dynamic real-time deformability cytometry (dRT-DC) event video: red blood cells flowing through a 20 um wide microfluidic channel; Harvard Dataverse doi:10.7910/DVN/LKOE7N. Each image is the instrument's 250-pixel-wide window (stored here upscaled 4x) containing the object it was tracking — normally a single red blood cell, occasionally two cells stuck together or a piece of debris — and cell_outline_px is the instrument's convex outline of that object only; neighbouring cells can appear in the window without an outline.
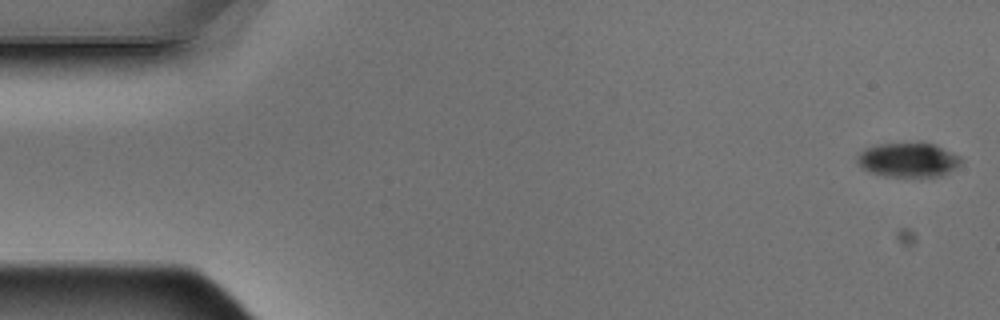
{"species": "Egyptian fruit bat (a non-hibernating species)", "species_latin": "Rousettus aegyptiacus", "temperature_condition": "warm", "stored_images_in_passage": 6, "segment_of_instrument_passage": [1, 2], "camera_frame_rate_fps": 3000, "um_per_image_px": 0.085, "animal": {"sex": "male"}, "frame": {"image": 1, "passage_image": 1, "time_ms": 0.0, "image_size_px": [1000, 320], "cell_outline_px": [[964, 160], [960, 164], [948, 172], [940, 176], [884, 176], [872, 172], [864, 168], [856, 160], [856, 156], [864, 148], [876, 144], [920, 140], [936, 144], [960, 156]], "centroid_in_image_um": [77.21, 13.53], "position_along_channel_um": 7.8, "area_um2": 21.33}}
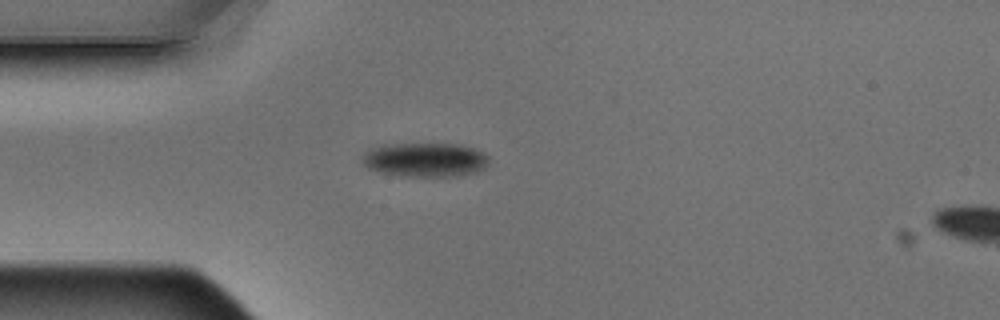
{"frame": {"image": 2, "passage_image": 5, "time_ms": 1.333, "image_size_px": [1000, 320], "cell_outline_px": [[488, 160], [484, 168], [476, 172], [456, 176], [400, 176], [368, 168], [364, 164], [364, 152], [368, 148], [380, 144], [460, 144], [472, 148], [488, 156]], "centroid_in_image_um": [36.11, 13.57], "position_along_channel_um": 48.9, "area_um2": 25.03}}